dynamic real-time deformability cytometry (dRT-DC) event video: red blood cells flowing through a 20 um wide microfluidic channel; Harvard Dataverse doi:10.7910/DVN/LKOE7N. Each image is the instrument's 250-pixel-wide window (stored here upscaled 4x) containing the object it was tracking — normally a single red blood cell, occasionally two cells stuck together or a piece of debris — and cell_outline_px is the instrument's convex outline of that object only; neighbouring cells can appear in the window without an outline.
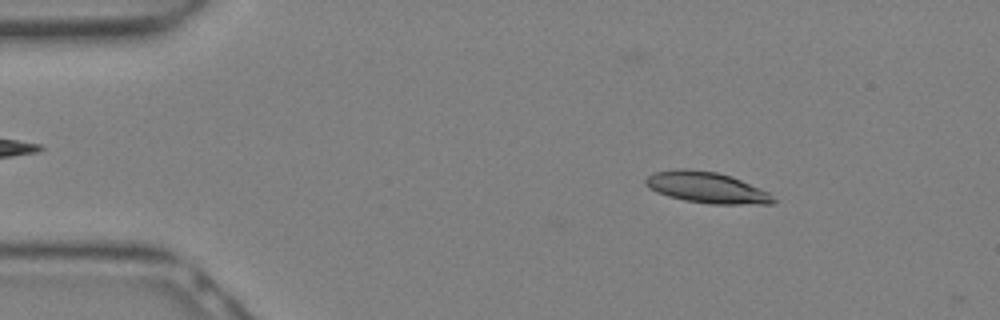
{"species": "Egyptian fruit bat (a non-hibernating species)", "species_latin": "Rousettus aegyptiacus", "temperature_condition": "warm", "stored_images_in_passage": 10, "camera_frame_rate_fps": 3000, "um_per_image_px": 0.085, "animal": {"sex": "female"}, "frame": {"image": 1, "passage_image": 4, "time_ms": 1.0, "image_size_px": [1000, 320], "cell_outline_px": [[776, 200], [772, 204], [712, 204], [684, 200], [668, 196], [656, 192], [648, 188], [644, 184], [644, 180], [648, 176], [656, 172], [676, 168], [688, 168], [716, 172], [732, 176], [768, 192]], "centroid_in_image_um": [60.03, 15.93], "position_along_channel_um": 25.0, "area_um2": 23.18}}
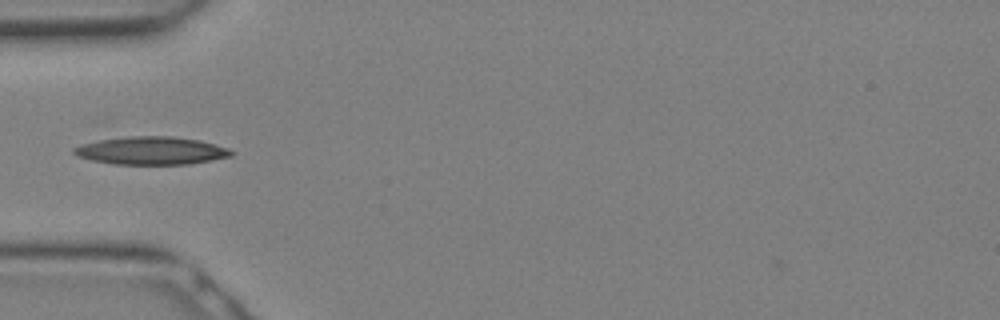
{"frame": {"image": 2, "passage_image": 9, "time_ms": 2.667, "image_size_px": [1000, 320], "cell_outline_px": [[232, 156], [188, 164], [116, 164], [92, 160], [76, 156], [72, 152], [72, 148], [80, 144], [100, 140], [128, 136], [172, 136], [200, 140], [228, 148], [232, 152]], "centroid_in_image_um": [12.82, 12.8], "position_along_channel_um": 72.2, "area_um2": 25.49}}